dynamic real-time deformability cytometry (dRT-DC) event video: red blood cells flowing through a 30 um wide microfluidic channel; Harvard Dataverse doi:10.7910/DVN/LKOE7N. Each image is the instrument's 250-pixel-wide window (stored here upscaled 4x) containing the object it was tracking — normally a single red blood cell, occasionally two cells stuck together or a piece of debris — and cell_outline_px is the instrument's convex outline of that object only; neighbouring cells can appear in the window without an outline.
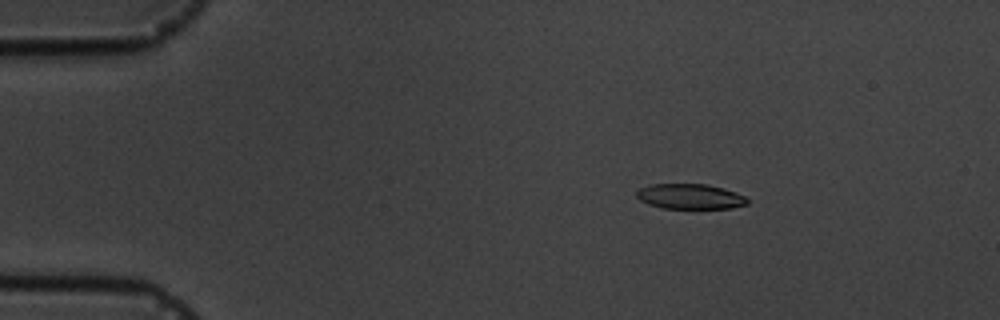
{"species": "common noctule bat (a hibernating species)", "species_latin": "Nyctalus noctula", "temperature_condition": "cold", "stored_images_in_passage": 4, "camera_frame_rate_fps": 3000, "um_per_image_px": 0.085, "animal": {"sex": "male", "body_mass_g": 19.5, "forearm_length_mm": 54.6}, "frame": {"image": 1, "passage_image": 2, "time_ms": 1.0, "image_size_px": [1000, 320], "cell_outline_px": [[748, 204], [732, 208], [660, 208], [648, 204], [640, 200], [636, 196], [636, 192], [640, 188], [652, 184], [708, 184], [724, 188], [736, 192], [744, 196], [748, 200]], "centroid_in_image_um": [58.66, 16.7], "position_along_channel_um": 26.3, "area_um2": 16.3}}